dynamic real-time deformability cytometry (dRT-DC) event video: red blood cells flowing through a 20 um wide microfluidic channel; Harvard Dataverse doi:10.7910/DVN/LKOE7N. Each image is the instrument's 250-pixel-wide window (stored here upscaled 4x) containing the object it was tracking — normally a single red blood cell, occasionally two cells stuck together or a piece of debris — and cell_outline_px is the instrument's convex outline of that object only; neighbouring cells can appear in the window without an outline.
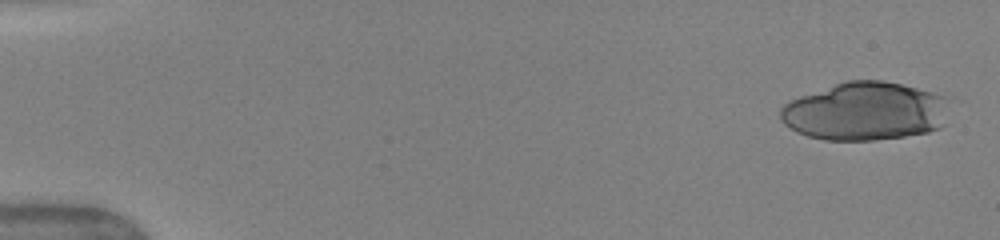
{"species": "human", "species_latin": "Homo sapiens", "temperature_condition": "warm", "stored_images_in_passage": 7, "camera_frame_rate_fps": 3000, "um_per_image_px": 0.085, "donor": {"sex": "female"}, "frame": {"image": 1, "passage_image": 1, "time_ms": 0.0, "image_size_px": [1000, 240], "cell_outline_px": [[952, 96], [944, 124], [940, 128], [928, 132], [904, 136], [872, 140], [824, 140], [808, 136], [796, 132], [784, 124], [780, 120], [780, 108], [788, 100], [848, 80], [884, 80]], "centroid_in_image_um": [73.59, 9.45], "position_along_channel_um": 11.4, "area_um2": 58.09}}